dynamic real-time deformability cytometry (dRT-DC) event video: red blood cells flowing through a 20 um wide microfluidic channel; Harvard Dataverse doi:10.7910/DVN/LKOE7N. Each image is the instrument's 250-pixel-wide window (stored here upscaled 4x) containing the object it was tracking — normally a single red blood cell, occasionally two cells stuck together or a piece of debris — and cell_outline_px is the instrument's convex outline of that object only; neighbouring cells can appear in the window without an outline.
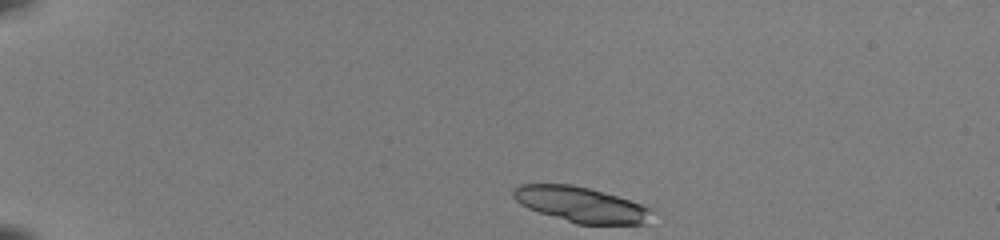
{"species": "common noctule bat (a hibernating species)", "species_latin": "Nyctalus noctula", "temperature_condition": "room temperature", "stored_images_in_passage": 41, "segment_of_instrument_passage": [1, 2], "camera_frame_rate_fps": 3000, "um_per_image_px": 0.085, "animal": {"sex": "female", "body_mass_g": 22.0, "forearm_length_mm": 56.7}, "frame": {"image": 1, "passage_image": 1, "time_ms": 0.0, "image_size_px": [1000, 240], "cell_outline_px": [[652, 212], [648, 224], [576, 224], [528, 208], [520, 204], [512, 196], [512, 188], [520, 184], [572, 184], [588, 188], [616, 196], [640, 204], [648, 208]], "centroid_in_image_um": [49.34, 17.39], "position_along_channel_um": 35.7, "area_um2": 28.32}}